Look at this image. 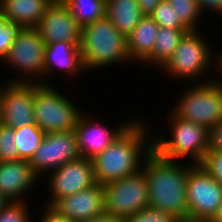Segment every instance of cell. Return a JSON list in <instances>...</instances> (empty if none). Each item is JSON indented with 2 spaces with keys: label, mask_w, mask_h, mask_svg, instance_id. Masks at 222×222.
Masks as SVG:
<instances>
[{
  "label": "cell",
  "mask_w": 222,
  "mask_h": 222,
  "mask_svg": "<svg viewBox=\"0 0 222 222\" xmlns=\"http://www.w3.org/2000/svg\"><path fill=\"white\" fill-rule=\"evenodd\" d=\"M146 123L136 118L111 145L91 159L96 183L106 185L142 169L145 157L153 150Z\"/></svg>",
  "instance_id": "cell-1"
},
{
  "label": "cell",
  "mask_w": 222,
  "mask_h": 222,
  "mask_svg": "<svg viewBox=\"0 0 222 222\" xmlns=\"http://www.w3.org/2000/svg\"><path fill=\"white\" fill-rule=\"evenodd\" d=\"M189 166L160 157L152 150L142 168L148 183V206L188 221L187 176Z\"/></svg>",
  "instance_id": "cell-2"
},
{
  "label": "cell",
  "mask_w": 222,
  "mask_h": 222,
  "mask_svg": "<svg viewBox=\"0 0 222 222\" xmlns=\"http://www.w3.org/2000/svg\"><path fill=\"white\" fill-rule=\"evenodd\" d=\"M80 49L85 71L131 61L127 37L106 16L81 27Z\"/></svg>",
  "instance_id": "cell-3"
},
{
  "label": "cell",
  "mask_w": 222,
  "mask_h": 222,
  "mask_svg": "<svg viewBox=\"0 0 222 222\" xmlns=\"http://www.w3.org/2000/svg\"><path fill=\"white\" fill-rule=\"evenodd\" d=\"M200 34V30H190L184 35L172 57L162 67V70L167 72L166 75L174 77L176 80L181 78L183 81L186 79L192 82L194 79L192 83H206L218 78L216 76L213 79L211 76L208 79L207 72L212 67V69L215 68L214 71L217 70L214 73L218 72L217 75L220 74L222 78L221 53L216 54L219 56H214V50H212L211 46L209 47V41L206 42L207 39H203L204 37ZM205 75L207 79L206 77L204 79ZM196 80L199 81L196 82Z\"/></svg>",
  "instance_id": "cell-4"
},
{
  "label": "cell",
  "mask_w": 222,
  "mask_h": 222,
  "mask_svg": "<svg viewBox=\"0 0 222 222\" xmlns=\"http://www.w3.org/2000/svg\"><path fill=\"white\" fill-rule=\"evenodd\" d=\"M167 119L168 125H171V137L166 139L162 132L158 136L155 133L156 137L152 136L153 150L168 160L179 161L187 157L192 159L189 160L190 164H201L209 150L210 130L197 123L182 120L171 111Z\"/></svg>",
  "instance_id": "cell-5"
},
{
  "label": "cell",
  "mask_w": 222,
  "mask_h": 222,
  "mask_svg": "<svg viewBox=\"0 0 222 222\" xmlns=\"http://www.w3.org/2000/svg\"><path fill=\"white\" fill-rule=\"evenodd\" d=\"M180 94L173 110H170L176 117L202 125L208 130L222 120L221 78L193 83Z\"/></svg>",
  "instance_id": "cell-6"
},
{
  "label": "cell",
  "mask_w": 222,
  "mask_h": 222,
  "mask_svg": "<svg viewBox=\"0 0 222 222\" xmlns=\"http://www.w3.org/2000/svg\"><path fill=\"white\" fill-rule=\"evenodd\" d=\"M45 48L46 44L35 28H20L7 55L2 60L6 62L5 64H9L8 68L12 67L20 74H17V79L9 78L11 80L8 82L43 85Z\"/></svg>",
  "instance_id": "cell-7"
},
{
  "label": "cell",
  "mask_w": 222,
  "mask_h": 222,
  "mask_svg": "<svg viewBox=\"0 0 222 222\" xmlns=\"http://www.w3.org/2000/svg\"><path fill=\"white\" fill-rule=\"evenodd\" d=\"M33 106L35 123L45 134L73 131L82 113L74 101H70L51 84H41L34 91Z\"/></svg>",
  "instance_id": "cell-8"
},
{
  "label": "cell",
  "mask_w": 222,
  "mask_h": 222,
  "mask_svg": "<svg viewBox=\"0 0 222 222\" xmlns=\"http://www.w3.org/2000/svg\"><path fill=\"white\" fill-rule=\"evenodd\" d=\"M103 187L104 213L123 220L148 207V183L143 168Z\"/></svg>",
  "instance_id": "cell-9"
},
{
  "label": "cell",
  "mask_w": 222,
  "mask_h": 222,
  "mask_svg": "<svg viewBox=\"0 0 222 222\" xmlns=\"http://www.w3.org/2000/svg\"><path fill=\"white\" fill-rule=\"evenodd\" d=\"M222 203V185L201 164H191L187 176L189 222H210Z\"/></svg>",
  "instance_id": "cell-10"
},
{
  "label": "cell",
  "mask_w": 222,
  "mask_h": 222,
  "mask_svg": "<svg viewBox=\"0 0 222 222\" xmlns=\"http://www.w3.org/2000/svg\"><path fill=\"white\" fill-rule=\"evenodd\" d=\"M6 83L0 85V123L13 129L36 124L33 98L34 91L41 84Z\"/></svg>",
  "instance_id": "cell-11"
},
{
  "label": "cell",
  "mask_w": 222,
  "mask_h": 222,
  "mask_svg": "<svg viewBox=\"0 0 222 222\" xmlns=\"http://www.w3.org/2000/svg\"><path fill=\"white\" fill-rule=\"evenodd\" d=\"M80 158L75 131L47 133L28 161L33 172L41 175L53 171L67 162Z\"/></svg>",
  "instance_id": "cell-12"
},
{
  "label": "cell",
  "mask_w": 222,
  "mask_h": 222,
  "mask_svg": "<svg viewBox=\"0 0 222 222\" xmlns=\"http://www.w3.org/2000/svg\"><path fill=\"white\" fill-rule=\"evenodd\" d=\"M49 198L46 206H51L57 199L76 194L96 184L91 160L80 157L67 162L56 170L49 172ZM49 178V179H48Z\"/></svg>",
  "instance_id": "cell-13"
},
{
  "label": "cell",
  "mask_w": 222,
  "mask_h": 222,
  "mask_svg": "<svg viewBox=\"0 0 222 222\" xmlns=\"http://www.w3.org/2000/svg\"><path fill=\"white\" fill-rule=\"evenodd\" d=\"M88 115L90 114L86 115L84 112L80 114L74 131L80 157L89 160L111 145L136 119H127L124 123L121 122L120 125H115L116 127L110 129L107 125L105 126L98 120L93 119V116Z\"/></svg>",
  "instance_id": "cell-14"
},
{
  "label": "cell",
  "mask_w": 222,
  "mask_h": 222,
  "mask_svg": "<svg viewBox=\"0 0 222 222\" xmlns=\"http://www.w3.org/2000/svg\"><path fill=\"white\" fill-rule=\"evenodd\" d=\"M34 28L45 44L67 41L80 46L81 26L65 3H52Z\"/></svg>",
  "instance_id": "cell-15"
},
{
  "label": "cell",
  "mask_w": 222,
  "mask_h": 222,
  "mask_svg": "<svg viewBox=\"0 0 222 222\" xmlns=\"http://www.w3.org/2000/svg\"><path fill=\"white\" fill-rule=\"evenodd\" d=\"M71 222H83L104 213V187L96 183L76 194L57 199L51 206Z\"/></svg>",
  "instance_id": "cell-16"
},
{
  "label": "cell",
  "mask_w": 222,
  "mask_h": 222,
  "mask_svg": "<svg viewBox=\"0 0 222 222\" xmlns=\"http://www.w3.org/2000/svg\"><path fill=\"white\" fill-rule=\"evenodd\" d=\"M39 177L27 160L18 159L0 162V194L9 202H24Z\"/></svg>",
  "instance_id": "cell-17"
},
{
  "label": "cell",
  "mask_w": 222,
  "mask_h": 222,
  "mask_svg": "<svg viewBox=\"0 0 222 222\" xmlns=\"http://www.w3.org/2000/svg\"><path fill=\"white\" fill-rule=\"evenodd\" d=\"M58 69L70 77L85 72L80 46L67 41L46 44L43 85H48L45 80L49 78L46 77L54 76Z\"/></svg>",
  "instance_id": "cell-18"
},
{
  "label": "cell",
  "mask_w": 222,
  "mask_h": 222,
  "mask_svg": "<svg viewBox=\"0 0 222 222\" xmlns=\"http://www.w3.org/2000/svg\"><path fill=\"white\" fill-rule=\"evenodd\" d=\"M52 3L51 0H0V15L21 28H34Z\"/></svg>",
  "instance_id": "cell-19"
},
{
  "label": "cell",
  "mask_w": 222,
  "mask_h": 222,
  "mask_svg": "<svg viewBox=\"0 0 222 222\" xmlns=\"http://www.w3.org/2000/svg\"><path fill=\"white\" fill-rule=\"evenodd\" d=\"M159 25L149 15H144L127 36V49L131 63L143 64L153 52ZM133 61V62H132Z\"/></svg>",
  "instance_id": "cell-20"
},
{
  "label": "cell",
  "mask_w": 222,
  "mask_h": 222,
  "mask_svg": "<svg viewBox=\"0 0 222 222\" xmlns=\"http://www.w3.org/2000/svg\"><path fill=\"white\" fill-rule=\"evenodd\" d=\"M105 16L127 37L144 15L141 13L138 0H106Z\"/></svg>",
  "instance_id": "cell-21"
},
{
  "label": "cell",
  "mask_w": 222,
  "mask_h": 222,
  "mask_svg": "<svg viewBox=\"0 0 222 222\" xmlns=\"http://www.w3.org/2000/svg\"><path fill=\"white\" fill-rule=\"evenodd\" d=\"M188 31L190 30L159 27L152 55L143 64L162 68L172 57L178 44Z\"/></svg>",
  "instance_id": "cell-22"
},
{
  "label": "cell",
  "mask_w": 222,
  "mask_h": 222,
  "mask_svg": "<svg viewBox=\"0 0 222 222\" xmlns=\"http://www.w3.org/2000/svg\"><path fill=\"white\" fill-rule=\"evenodd\" d=\"M44 131L37 124L14 128L18 159L29 161L45 137Z\"/></svg>",
  "instance_id": "cell-23"
},
{
  "label": "cell",
  "mask_w": 222,
  "mask_h": 222,
  "mask_svg": "<svg viewBox=\"0 0 222 222\" xmlns=\"http://www.w3.org/2000/svg\"><path fill=\"white\" fill-rule=\"evenodd\" d=\"M65 4L81 27L105 17L106 0H67Z\"/></svg>",
  "instance_id": "cell-24"
},
{
  "label": "cell",
  "mask_w": 222,
  "mask_h": 222,
  "mask_svg": "<svg viewBox=\"0 0 222 222\" xmlns=\"http://www.w3.org/2000/svg\"><path fill=\"white\" fill-rule=\"evenodd\" d=\"M176 12V16L189 30H200L199 19L202 12L197 4L196 0H167ZM199 23V24H198Z\"/></svg>",
  "instance_id": "cell-25"
},
{
  "label": "cell",
  "mask_w": 222,
  "mask_h": 222,
  "mask_svg": "<svg viewBox=\"0 0 222 222\" xmlns=\"http://www.w3.org/2000/svg\"><path fill=\"white\" fill-rule=\"evenodd\" d=\"M159 27L170 29H188L176 16L174 7L167 1L161 0L150 15Z\"/></svg>",
  "instance_id": "cell-26"
},
{
  "label": "cell",
  "mask_w": 222,
  "mask_h": 222,
  "mask_svg": "<svg viewBox=\"0 0 222 222\" xmlns=\"http://www.w3.org/2000/svg\"><path fill=\"white\" fill-rule=\"evenodd\" d=\"M122 222H181L173 214L153 207H147L132 214Z\"/></svg>",
  "instance_id": "cell-27"
},
{
  "label": "cell",
  "mask_w": 222,
  "mask_h": 222,
  "mask_svg": "<svg viewBox=\"0 0 222 222\" xmlns=\"http://www.w3.org/2000/svg\"><path fill=\"white\" fill-rule=\"evenodd\" d=\"M18 160L14 129L0 123V162Z\"/></svg>",
  "instance_id": "cell-28"
},
{
  "label": "cell",
  "mask_w": 222,
  "mask_h": 222,
  "mask_svg": "<svg viewBox=\"0 0 222 222\" xmlns=\"http://www.w3.org/2000/svg\"><path fill=\"white\" fill-rule=\"evenodd\" d=\"M26 202H9L0 211V222H31Z\"/></svg>",
  "instance_id": "cell-29"
},
{
  "label": "cell",
  "mask_w": 222,
  "mask_h": 222,
  "mask_svg": "<svg viewBox=\"0 0 222 222\" xmlns=\"http://www.w3.org/2000/svg\"><path fill=\"white\" fill-rule=\"evenodd\" d=\"M20 28L0 15V61L7 55Z\"/></svg>",
  "instance_id": "cell-30"
},
{
  "label": "cell",
  "mask_w": 222,
  "mask_h": 222,
  "mask_svg": "<svg viewBox=\"0 0 222 222\" xmlns=\"http://www.w3.org/2000/svg\"><path fill=\"white\" fill-rule=\"evenodd\" d=\"M201 165L222 185V151L208 150Z\"/></svg>",
  "instance_id": "cell-31"
},
{
  "label": "cell",
  "mask_w": 222,
  "mask_h": 222,
  "mask_svg": "<svg viewBox=\"0 0 222 222\" xmlns=\"http://www.w3.org/2000/svg\"><path fill=\"white\" fill-rule=\"evenodd\" d=\"M209 150L222 151V120L210 130Z\"/></svg>",
  "instance_id": "cell-32"
},
{
  "label": "cell",
  "mask_w": 222,
  "mask_h": 222,
  "mask_svg": "<svg viewBox=\"0 0 222 222\" xmlns=\"http://www.w3.org/2000/svg\"><path fill=\"white\" fill-rule=\"evenodd\" d=\"M197 4L204 14L206 11L208 12H216V14L222 16V0H196Z\"/></svg>",
  "instance_id": "cell-33"
},
{
  "label": "cell",
  "mask_w": 222,
  "mask_h": 222,
  "mask_svg": "<svg viewBox=\"0 0 222 222\" xmlns=\"http://www.w3.org/2000/svg\"><path fill=\"white\" fill-rule=\"evenodd\" d=\"M44 210L42 209L41 213L43 216H41L40 220L38 219L39 222H71L64 217L60 216L57 214L53 209H51L49 206L44 205Z\"/></svg>",
  "instance_id": "cell-34"
},
{
  "label": "cell",
  "mask_w": 222,
  "mask_h": 222,
  "mask_svg": "<svg viewBox=\"0 0 222 222\" xmlns=\"http://www.w3.org/2000/svg\"><path fill=\"white\" fill-rule=\"evenodd\" d=\"M160 1L161 0H138L141 13L150 16Z\"/></svg>",
  "instance_id": "cell-35"
},
{
  "label": "cell",
  "mask_w": 222,
  "mask_h": 222,
  "mask_svg": "<svg viewBox=\"0 0 222 222\" xmlns=\"http://www.w3.org/2000/svg\"><path fill=\"white\" fill-rule=\"evenodd\" d=\"M83 222H122V220L110 214L102 213L99 216H95L94 218Z\"/></svg>",
  "instance_id": "cell-36"
},
{
  "label": "cell",
  "mask_w": 222,
  "mask_h": 222,
  "mask_svg": "<svg viewBox=\"0 0 222 222\" xmlns=\"http://www.w3.org/2000/svg\"><path fill=\"white\" fill-rule=\"evenodd\" d=\"M210 222H222V203L218 207L217 213Z\"/></svg>",
  "instance_id": "cell-37"
},
{
  "label": "cell",
  "mask_w": 222,
  "mask_h": 222,
  "mask_svg": "<svg viewBox=\"0 0 222 222\" xmlns=\"http://www.w3.org/2000/svg\"><path fill=\"white\" fill-rule=\"evenodd\" d=\"M9 203V201H7V199L0 194V211Z\"/></svg>",
  "instance_id": "cell-38"
},
{
  "label": "cell",
  "mask_w": 222,
  "mask_h": 222,
  "mask_svg": "<svg viewBox=\"0 0 222 222\" xmlns=\"http://www.w3.org/2000/svg\"><path fill=\"white\" fill-rule=\"evenodd\" d=\"M53 3H65L67 0H51Z\"/></svg>",
  "instance_id": "cell-39"
}]
</instances>
